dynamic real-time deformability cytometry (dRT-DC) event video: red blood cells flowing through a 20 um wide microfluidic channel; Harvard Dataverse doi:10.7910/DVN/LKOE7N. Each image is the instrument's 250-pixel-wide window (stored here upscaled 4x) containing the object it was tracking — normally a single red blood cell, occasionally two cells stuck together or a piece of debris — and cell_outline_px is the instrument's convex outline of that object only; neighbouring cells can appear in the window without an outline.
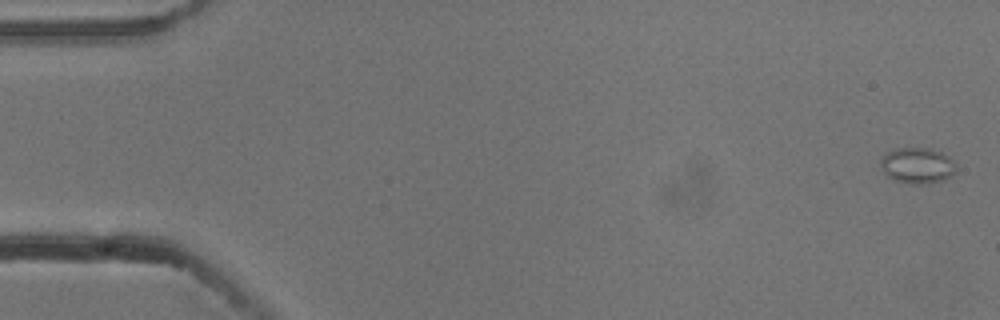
{"species": "common noctule bat (a hibernating species)", "species_latin": "Nyctalus noctula", "temperature_condition": "cold", "stored_images_in_passage": 10, "camera_frame_rate_fps": 3000, "um_per_image_px": 0.085, "animal": {"sex": "male", "body_mass_g": 13.3}, "frame": {"image": 1, "passage_image": 1, "time_ms": 0.0, "image_size_px": [1000, 320], "cell_outline_px": [[956, 172], [952, 176], [944, 180], [920, 184], [916, 184], [892, 180], [884, 172], [880, 164], [880, 160], [888, 152], [896, 148], [928, 148], [940, 152], [948, 156], [956, 164]], "centroid_in_image_um": [77.99, 14.07], "position_along_channel_um": 7.0, "area_um2": 15.72}}